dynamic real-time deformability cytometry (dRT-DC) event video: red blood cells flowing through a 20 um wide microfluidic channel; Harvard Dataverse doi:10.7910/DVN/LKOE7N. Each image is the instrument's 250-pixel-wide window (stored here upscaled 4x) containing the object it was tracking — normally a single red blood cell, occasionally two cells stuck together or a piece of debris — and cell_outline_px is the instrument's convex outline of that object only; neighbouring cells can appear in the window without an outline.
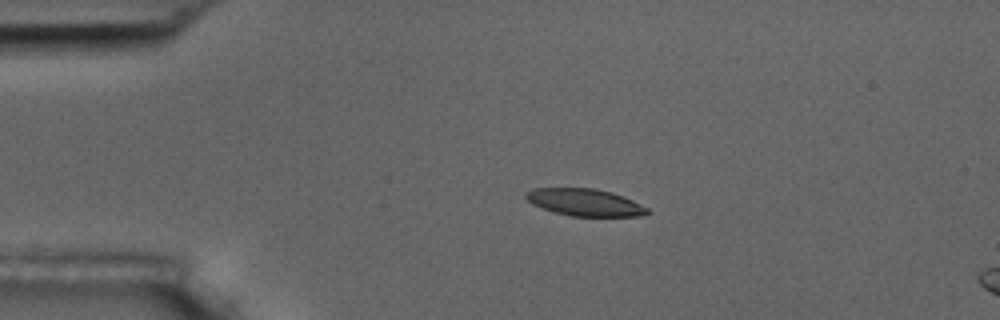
{"species": "common noctule bat (a hibernating species)", "species_latin": "Nyctalus noctula", "temperature_condition": "room temperature", "stored_images_in_passage": 3, "segment_of_instrument_passage": [1, 2], "camera_frame_rate_fps": 3000, "um_per_image_px": 0.085, "animal": {"sex": "male", "body_mass_g": 17.5, "forearm_length_mm": 52.3}, "frame": {"image": 1, "passage_image": 1, "time_ms": 0.0, "image_size_px": [1000, 320], "cell_outline_px": [[652, 212], [644, 216], [572, 216], [556, 212], [532, 204], [524, 196], [524, 192], [532, 188], [596, 188], [612, 192], [624, 196], [648, 208]], "centroid_in_image_um": [49.74, 17.19], "position_along_channel_um": 35.3, "area_um2": 19.31}}